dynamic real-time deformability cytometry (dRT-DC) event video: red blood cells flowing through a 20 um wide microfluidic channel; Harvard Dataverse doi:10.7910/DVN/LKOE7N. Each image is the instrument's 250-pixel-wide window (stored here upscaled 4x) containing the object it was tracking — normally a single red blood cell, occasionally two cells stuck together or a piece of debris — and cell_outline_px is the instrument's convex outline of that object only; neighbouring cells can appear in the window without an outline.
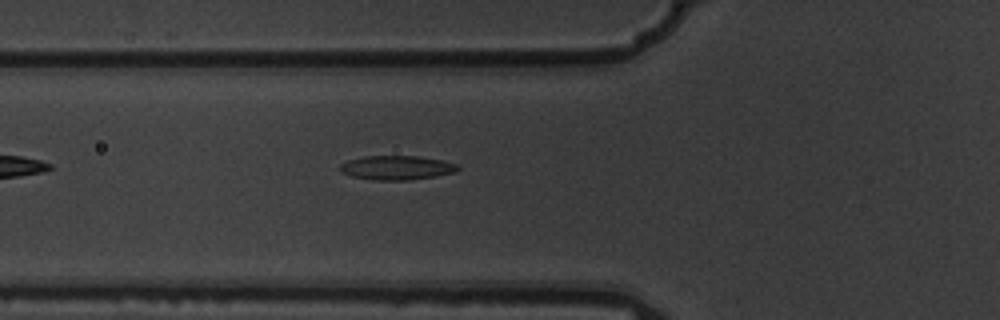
{"species": "common noctule bat (a hibernating species)", "species_latin": "Nyctalus noctula", "temperature_condition": "warm", "stored_images_in_passage": 6, "camera_frame_rate_fps": 3000, "um_per_image_px": 0.085, "animal": {"sex": "male", "body_mass_g": 19.5, "forearm_length_mm": 54.6}, "frame": {"image": 1, "passage_image": 6, "time_ms": 1.667, "image_size_px": [1000, 320], "cell_outline_px": [[460, 168], [456, 172], [436, 176], [408, 180], [372, 180], [352, 176], [340, 172], [340, 164], [348, 160], [364, 156], [416, 156], [444, 160], [456, 164]], "centroid_in_image_um": [33.72, 14.25], "position_along_channel_um": 92.1, "area_um2": 16.65}}